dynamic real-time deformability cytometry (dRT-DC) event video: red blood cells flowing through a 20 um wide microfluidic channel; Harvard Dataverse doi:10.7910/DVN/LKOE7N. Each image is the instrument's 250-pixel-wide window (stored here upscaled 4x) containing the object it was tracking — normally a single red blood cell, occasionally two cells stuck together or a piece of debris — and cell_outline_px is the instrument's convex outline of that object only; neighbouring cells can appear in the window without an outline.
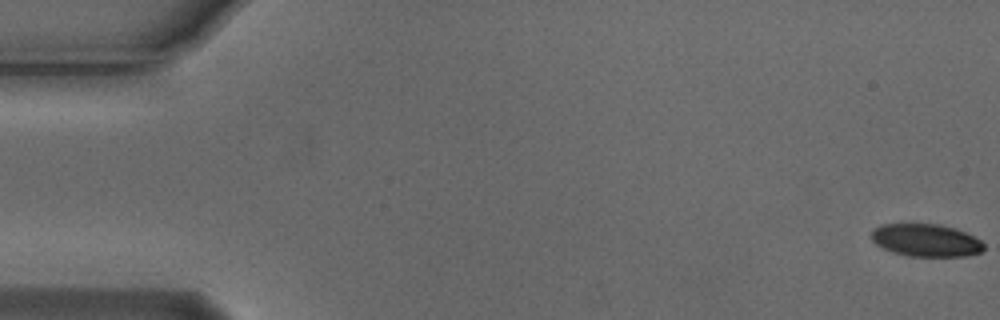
{"species": "Egyptian fruit bat (a non-hibernating species)", "species_latin": "Rousettus aegyptiacus", "temperature_condition": "cold", "stored_images_in_passage": 56, "camera_frame_rate_fps": 3000, "um_per_image_px": 0.085, "animal": {"sex": "male"}, "frame": {"image": 1, "passage_image": 1, "time_ms": 0.0, "image_size_px": [1000, 320], "cell_outline_px": [[984, 248], [980, 252], [964, 256], [908, 256], [892, 252], [876, 244], [872, 240], [872, 228], [880, 224], [940, 224], [956, 228], [980, 240], [984, 244]], "centroid_in_image_um": [78.68, 20.41], "position_along_channel_um": 6.3, "area_um2": 21.33}}
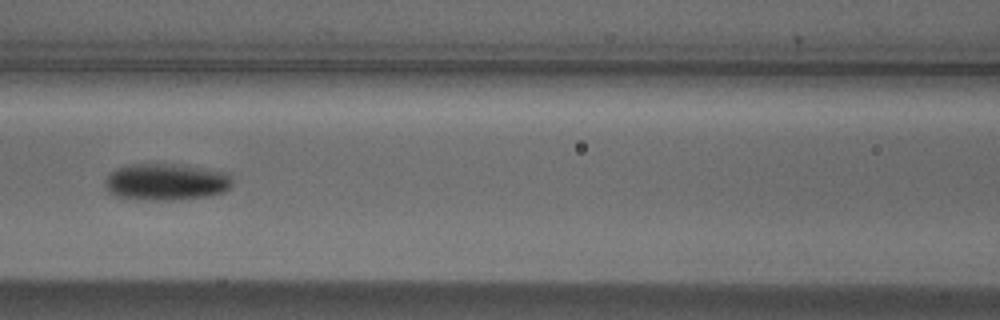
{"frame": {"image": 2, "passage_image": 25, "time_ms": 8.0, "image_size_px": [1000, 320], "cell_outline_px": [[232, 184], [224, 192], [208, 196], [180, 200], [144, 200], [112, 196], [104, 188], [104, 180], [116, 168], [128, 164], [180, 164], [228, 172], [232, 180]], "centroid_in_image_um": [14.09, 15.47], "position_along_channel_um": 152.5, "area_um2": 27.8}}
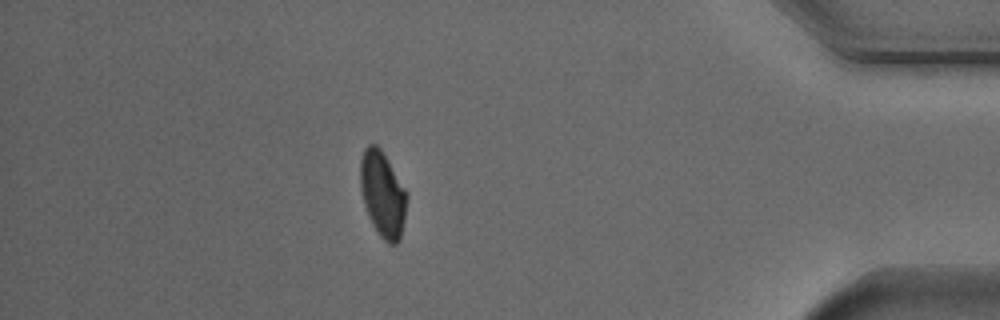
{"frame": {"image": 3, "passage_image": 49, "time_ms": 16.0, "image_size_px": [1000, 320], "cell_outline_px": [[408, 196], [400, 240], [396, 244], [388, 244], [380, 236], [372, 224], [368, 216], [364, 204], [360, 188], [360, 160], [364, 148], [368, 144], [376, 144], [380, 148], [408, 192]], "centroid_in_image_um": [32.52, 16.5], "position_along_channel_um": 402.7, "area_um2": 23.35}, "authors_computed_cell_mechanics": {"area_um2": 24.0159, "velocity_mm_per_s": 3.7133, "shape_relaxation_time_tau1_ms": 3.2242, "shape_relaxation_time_tau2_ms": null, "deformation_change_tau1": 0.1214, "deformation_change_tau2": null}}